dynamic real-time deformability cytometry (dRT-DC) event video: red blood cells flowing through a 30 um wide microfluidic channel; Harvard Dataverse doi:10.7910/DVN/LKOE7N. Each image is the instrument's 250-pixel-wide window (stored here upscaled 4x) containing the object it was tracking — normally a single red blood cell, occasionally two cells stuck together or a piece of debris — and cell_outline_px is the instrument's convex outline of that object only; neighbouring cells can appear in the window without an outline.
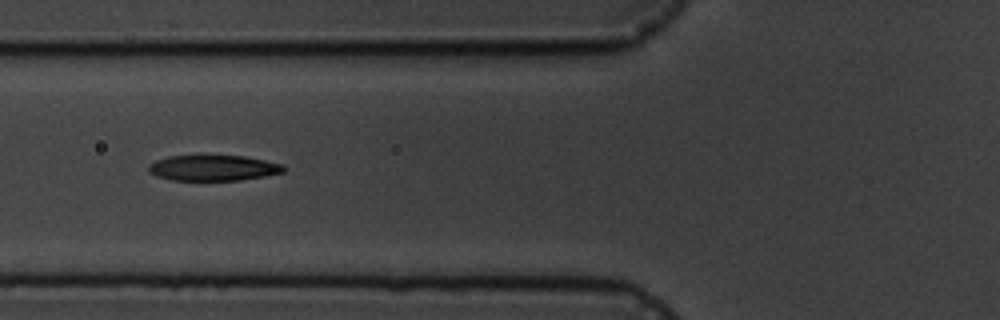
{"species": "common noctule bat (a hibernating species)", "species_latin": "Nyctalus noctula", "temperature_condition": "cold", "stored_images_in_passage": 8, "camera_frame_rate_fps": 3000, "um_per_image_px": 0.085, "animal": {"sex": "male", "body_mass_g": 19.5, "forearm_length_mm": 54.6}, "frame": {"image": 1, "passage_image": 6, "time_ms": 5.667, "image_size_px": [1000, 320], "cell_outline_px": [[284, 172], [264, 176], [240, 180], [172, 180], [156, 176], [148, 172], [148, 164], [156, 160], [168, 156], [200, 152], [244, 156], [284, 164]], "centroid_in_image_um": [18.06, 14.22], "position_along_channel_um": 107.7, "area_um2": 21.21}}
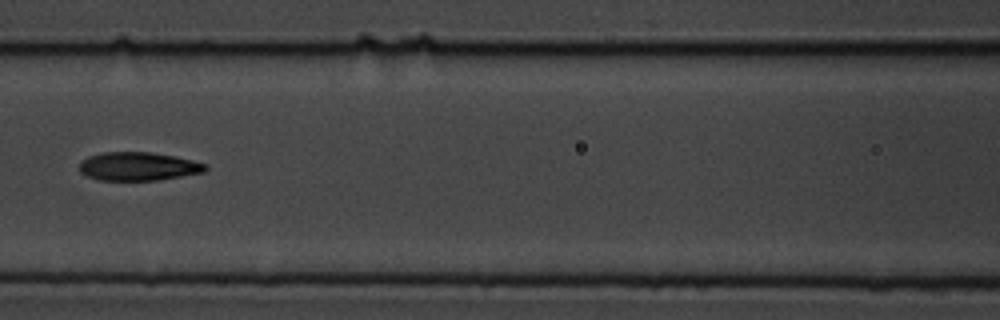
{"frame": {"image": 2, "passage_image": 7, "time_ms": 7.0, "image_size_px": [1000, 320], "cell_outline_px": [[208, 168], [204, 172], [156, 180], [100, 180], [88, 176], [80, 172], [80, 160], [88, 156], [104, 152], [152, 152], [192, 160], [208, 164]], "centroid_in_image_um": [11.74, 14.13], "position_along_channel_um": 154.9, "area_um2": 20.81}}
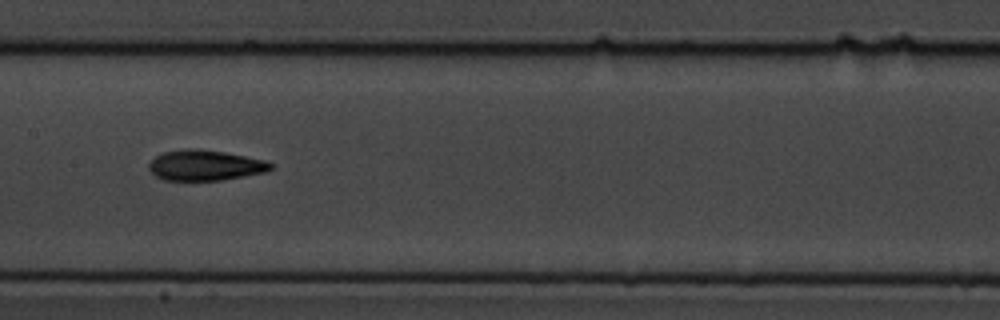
{"frame": {"image": 3, "passage_image": 8, "time_ms": 8.0, "image_size_px": [1000, 320], "cell_outline_px": [[276, 164], [268, 172], [220, 180], [164, 180], [156, 176], [148, 168], [148, 164], [156, 156], [164, 152], [188, 148], [196, 148], [224, 152], [264, 160]], "centroid_in_image_um": [17.46, 14.05], "position_along_channel_um": 189.9, "area_um2": 21.62}}